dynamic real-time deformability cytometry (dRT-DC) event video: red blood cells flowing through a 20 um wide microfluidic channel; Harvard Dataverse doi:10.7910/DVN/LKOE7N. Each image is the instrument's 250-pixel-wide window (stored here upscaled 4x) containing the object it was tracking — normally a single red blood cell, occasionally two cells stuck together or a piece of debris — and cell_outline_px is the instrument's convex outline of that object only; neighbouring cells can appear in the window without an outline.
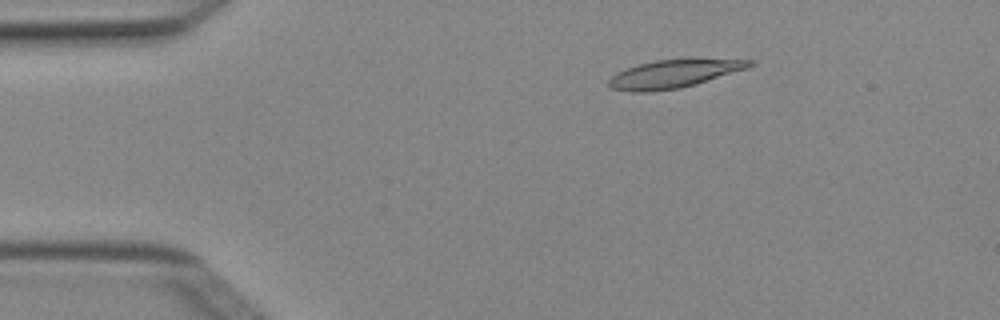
{"species": "Egyptian fruit bat (a non-hibernating species)", "species_latin": "Rousettus aegyptiacus", "temperature_condition": "cold", "stored_images_in_passage": 4, "camera_frame_rate_fps": 3000, "um_per_image_px": 0.085, "animal": {"sex": "female"}, "frame": {"image": 1, "passage_image": 2, "time_ms": 0.333, "image_size_px": [1000, 320], "cell_outline_px": [[756, 64], [748, 68], [680, 88], [648, 92], [632, 92], [612, 88], [608, 84], [608, 80], [616, 72], [640, 64], [656, 60], [756, 60]], "centroid_in_image_um": [57.24, 6.29], "position_along_channel_um": 27.8, "area_um2": 22.37}}
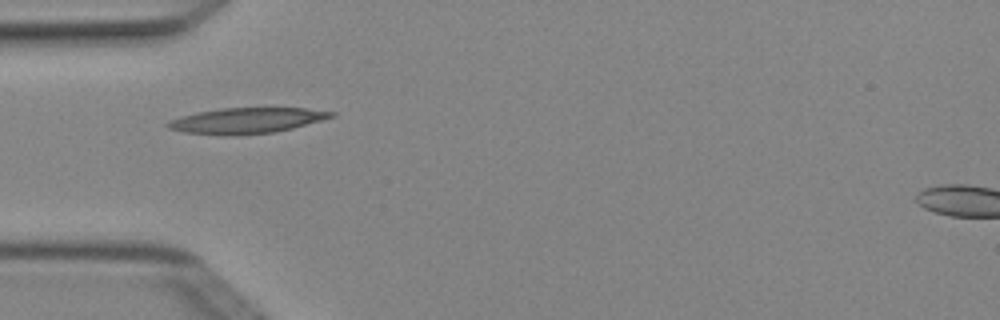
{"frame": {"image": 2, "passage_image": 4, "time_ms": 1.0, "image_size_px": [1000, 320], "cell_outline_px": [[336, 116], [292, 128], [276, 132], [236, 136], [224, 136], [184, 132], [168, 128], [164, 124], [168, 120], [180, 116], [196, 112], [220, 108], [304, 108], [336, 112]], "centroid_in_image_um": [20.91, 10.26], "position_along_channel_um": 64.1, "area_um2": 24.74}}